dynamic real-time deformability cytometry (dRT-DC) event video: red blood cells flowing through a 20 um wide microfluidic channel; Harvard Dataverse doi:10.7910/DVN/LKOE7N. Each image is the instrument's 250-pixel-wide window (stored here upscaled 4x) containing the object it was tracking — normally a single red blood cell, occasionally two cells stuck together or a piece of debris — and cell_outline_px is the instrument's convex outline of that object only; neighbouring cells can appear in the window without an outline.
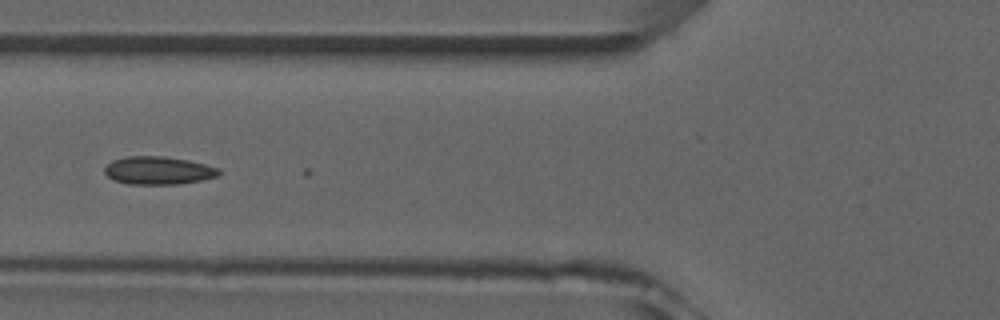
{"species": "common noctule bat (a hibernating species)", "species_latin": "Nyctalus noctula", "temperature_condition": "room temperature", "stored_images_in_passage": 5, "camera_frame_rate_fps": 3000, "um_per_image_px": 0.085, "animal": {"sex": "male", "forearm_length_mm": 52.5}, "frame": {"image": 1, "passage_image": 4, "time_ms": 4.333, "image_size_px": [1000, 320], "cell_outline_px": [[224, 172], [220, 176], [200, 180], [176, 184], [128, 184], [112, 180], [104, 172], [104, 168], [112, 160], [128, 156], [164, 156], [188, 160], [220, 168]], "centroid_in_image_um": [13.48, 14.49], "position_along_channel_um": 112.3, "area_um2": 18.79}}